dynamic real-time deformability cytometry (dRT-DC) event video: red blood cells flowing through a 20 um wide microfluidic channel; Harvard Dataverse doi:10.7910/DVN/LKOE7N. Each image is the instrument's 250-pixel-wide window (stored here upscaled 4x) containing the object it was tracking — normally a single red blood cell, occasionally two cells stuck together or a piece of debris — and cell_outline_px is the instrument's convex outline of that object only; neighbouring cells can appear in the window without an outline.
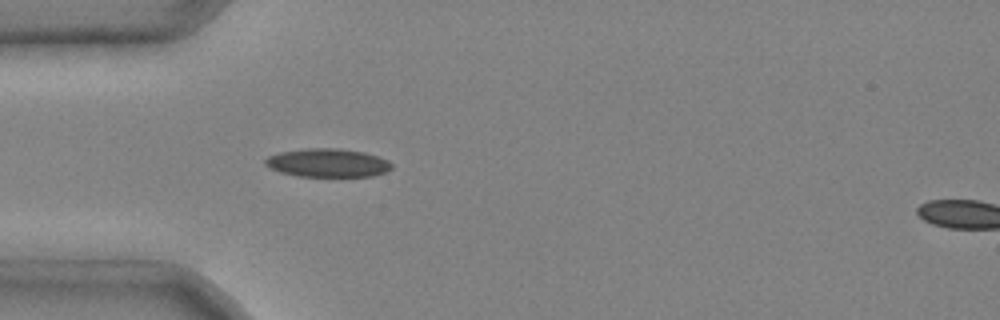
{"species": "common noctule bat (a hibernating species)", "species_latin": "Nyctalus noctula", "temperature_condition": "cold", "stored_images_in_passage": 4, "segment_of_instrument_passage": [1, 2], "camera_frame_rate_fps": 3000, "um_per_image_px": 0.085, "animal": {"sex": "male", "body_mass_g": 20.4}, "frame": {"image": 1, "passage_image": 3, "time_ms": 0.667, "image_size_px": [1000, 320], "cell_outline_px": [[392, 168], [384, 172], [372, 176], [296, 176], [280, 172], [268, 168], [264, 164], [264, 160], [268, 156], [280, 152], [304, 148], [336, 148], [364, 152], [388, 160], [392, 164]], "centroid_in_image_um": [27.8, 13.84], "position_along_channel_um": 57.2, "area_um2": 20.98}}